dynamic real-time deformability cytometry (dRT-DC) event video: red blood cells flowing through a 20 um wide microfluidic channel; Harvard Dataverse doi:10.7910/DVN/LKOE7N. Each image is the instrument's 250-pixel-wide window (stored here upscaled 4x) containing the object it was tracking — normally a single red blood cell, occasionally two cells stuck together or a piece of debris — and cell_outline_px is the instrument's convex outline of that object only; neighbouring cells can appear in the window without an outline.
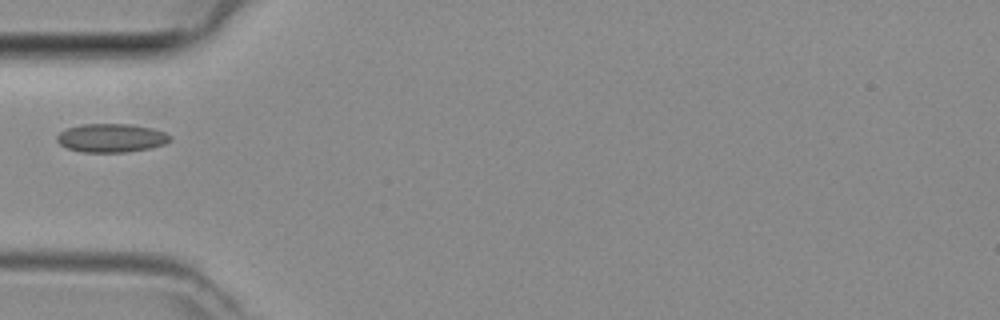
{"species": "common noctule bat (a hibernating species)", "species_latin": "Nyctalus noctula", "temperature_condition": "room temperature", "stored_images_in_passage": 6, "camera_frame_rate_fps": 3000, "um_per_image_px": 0.085, "animal": {"sex": "female", "body_mass_g": 29.2, "forearm_length_mm": 56.3}, "frame": {"image": 1, "passage_image": 5, "time_ms": 1.333, "image_size_px": [1000, 320], "cell_outline_px": [[172, 140], [164, 144], [152, 148], [128, 152], [80, 152], [68, 148], [60, 144], [56, 140], [56, 136], [60, 132], [68, 128], [80, 124], [132, 124], [152, 128], [164, 132], [172, 136]], "centroid_in_image_um": [9.48, 11.73], "position_along_channel_um": 75.5, "area_um2": 19.02}}
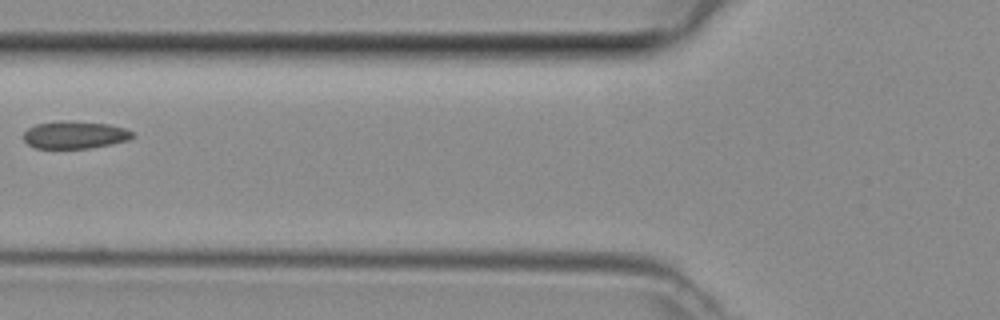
{"frame": {"image": 2, "passage_image": 6, "time_ms": 1.667, "image_size_px": [1000, 320], "cell_outline_px": [[136, 136], [128, 140], [112, 144], [88, 148], [36, 148], [28, 144], [24, 140], [24, 132], [28, 128], [36, 124], [56, 120], [68, 120], [108, 124], [124, 128], [132, 132]], "centroid_in_image_um": [6.35, 11.45], "position_along_channel_um": 119.4, "area_um2": 17.57}}